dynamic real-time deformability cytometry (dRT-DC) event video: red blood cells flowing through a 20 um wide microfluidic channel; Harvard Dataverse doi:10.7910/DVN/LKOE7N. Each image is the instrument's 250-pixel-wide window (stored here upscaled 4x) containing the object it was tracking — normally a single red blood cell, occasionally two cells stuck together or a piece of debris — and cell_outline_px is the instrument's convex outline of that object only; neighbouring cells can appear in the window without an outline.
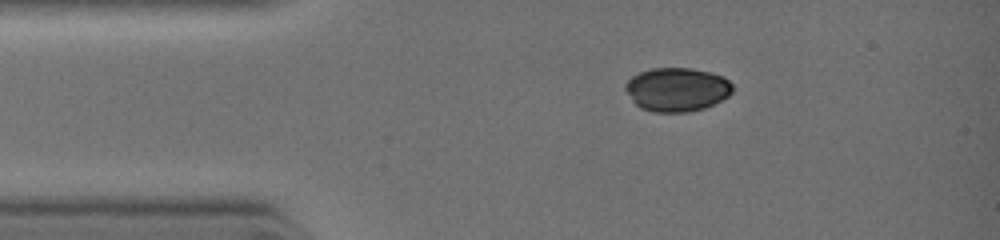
{"species": "common noctule bat (a hibernating species)", "species_latin": "Nyctalus noctula", "temperature_condition": "warm", "stored_images_in_passage": 58, "camera_frame_rate_fps": 3000, "um_per_image_px": 0.085, "animal": {"sex": "female", "body_mass_g": 19.0, "forearm_length_mm": 51.5}, "frame": {"image": 1, "passage_image": 1, "time_ms": 0.0, "image_size_px": [1000, 240], "cell_outline_px": [[732, 92], [728, 96], [704, 108], [688, 112], [652, 112], [640, 108], [632, 100], [624, 88], [624, 84], [632, 76], [640, 72], [652, 68], [692, 68], [724, 76], [732, 84]], "centroid_in_image_um": [57.52, 7.6], "position_along_channel_um": 27.5, "area_um2": 27.34}}
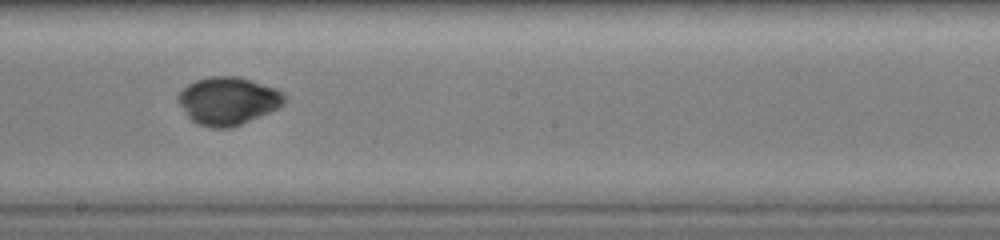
{"frame": {"image": 2, "passage_image": 25, "time_ms": 4.333, "image_size_px": [1000, 240], "cell_outline_px": [[288, 96], [276, 108], [268, 112], [240, 124], [228, 128], [212, 128], [200, 124], [192, 120], [188, 116], [176, 100], [176, 96], [188, 84], [196, 80], [212, 76], [240, 76], [276, 88]], "centroid_in_image_um": [19.36, 8.55], "position_along_channel_um": 228.8, "area_um2": 29.3}}
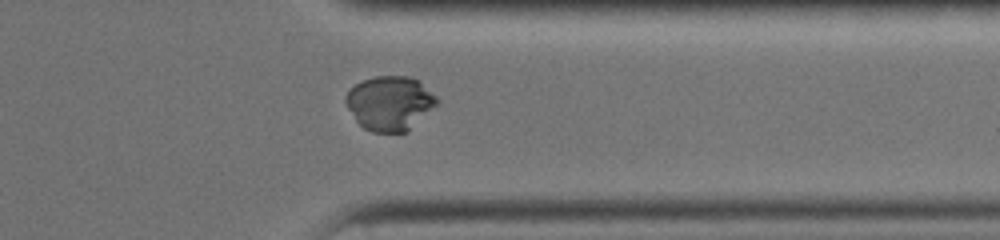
{"frame": {"image": 3, "passage_image": 39, "time_ms": 7.0, "image_size_px": [1000, 240], "cell_outline_px": [[440, 100], [408, 132], [372, 132], [364, 128], [356, 120], [348, 108], [344, 100], [344, 96], [356, 84], [364, 80], [376, 76], [412, 76], [420, 80]], "centroid_in_image_um": [33.15, 8.76], "position_along_channel_um": 378.3, "area_um2": 28.84}}